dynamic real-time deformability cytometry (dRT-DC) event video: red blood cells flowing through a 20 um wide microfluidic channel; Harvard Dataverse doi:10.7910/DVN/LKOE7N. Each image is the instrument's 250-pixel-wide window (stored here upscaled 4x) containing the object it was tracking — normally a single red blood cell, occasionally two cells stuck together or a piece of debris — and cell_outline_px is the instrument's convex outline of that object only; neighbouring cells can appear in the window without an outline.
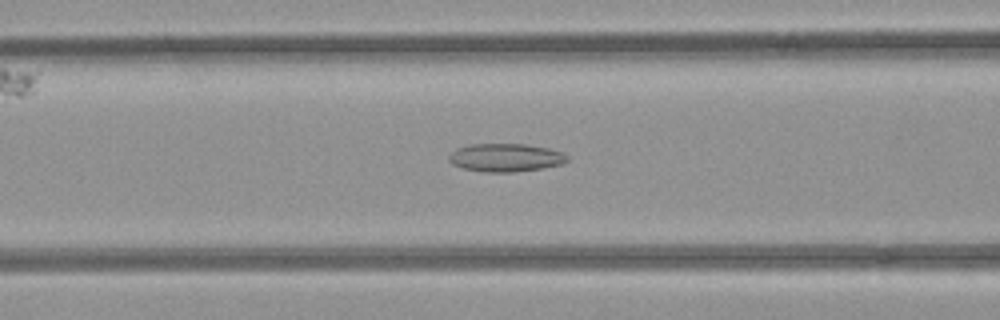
{"species": "common noctule bat (a hibernating species)", "species_latin": "Nyctalus noctula", "temperature_condition": "room temperature", "stored_images_in_passage": 52, "camera_frame_rate_fps": 3000, "um_per_image_px": 0.085, "animal": {"sex": "female", "body_mass_g": 21.9}, "frame": {"image": 1, "passage_image": 21, "time_ms": 6.667, "image_size_px": [1000, 320], "cell_outline_px": [[568, 160], [564, 164], [540, 168], [512, 172], [484, 172], [464, 168], [452, 164], [448, 160], [448, 156], [456, 148], [472, 144], [524, 144], [548, 148], [564, 152], [568, 156]], "centroid_in_image_um": [42.99, 13.39], "position_along_channel_um": 123.6, "area_um2": 19.42}}
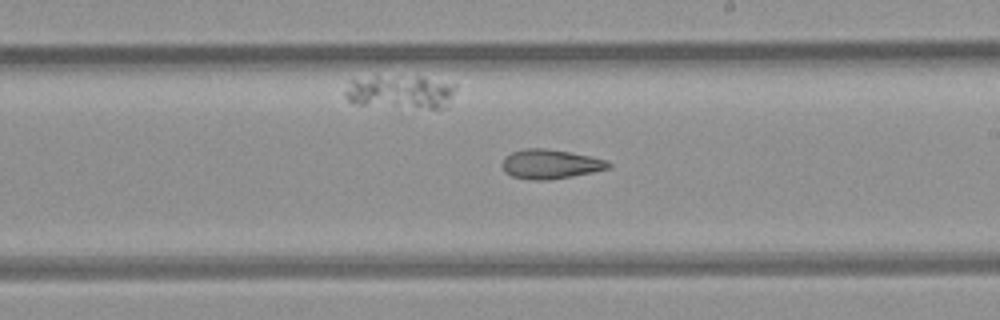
{"frame": {"image": 2, "passage_image": 30, "time_ms": 9.667, "image_size_px": [1000, 320], "cell_outline_px": [[612, 164], [608, 168], [592, 172], [572, 176], [548, 180], [528, 180], [512, 176], [504, 172], [500, 164], [504, 156], [512, 152], [524, 148], [544, 148], [568, 152], [588, 156], [604, 160]], "centroid_in_image_um": [46.68, 13.95], "position_along_channel_um": 242.3, "area_um2": 18.15}}
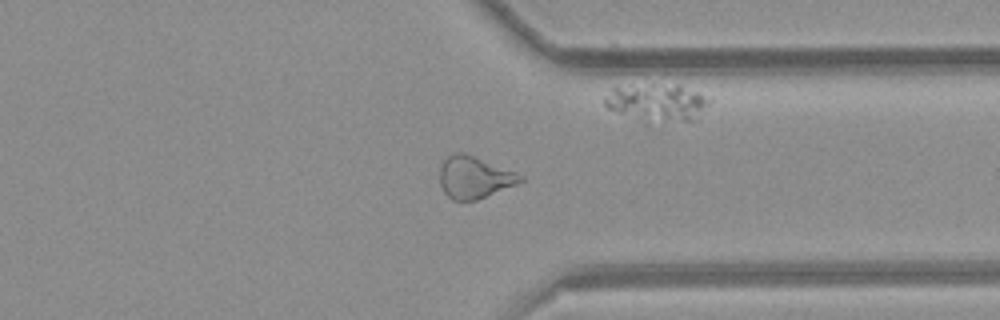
{"frame": {"image": 3, "passage_image": 40, "time_ms": 13.0, "image_size_px": [1000, 320], "cell_outline_px": [[524, 180], [516, 184], [476, 200], [452, 200], [444, 192], [440, 184], [440, 164], [448, 156], [456, 152], [464, 152], [516, 172], [524, 176]], "centroid_in_image_um": [40.3, 15.06], "position_along_channel_um": 371.1, "area_um2": 19.59}, "authors_computed_cell_mechanics": {"area_um2": 21.3282, "velocity_mm_per_s": 3.9425, "shape_relaxation_time_tau1_ms": null, "shape_relaxation_time_tau2_ms": 4.7508, "deformation_change_tau1": null, "deformation_change_tau2": 0.1337}}